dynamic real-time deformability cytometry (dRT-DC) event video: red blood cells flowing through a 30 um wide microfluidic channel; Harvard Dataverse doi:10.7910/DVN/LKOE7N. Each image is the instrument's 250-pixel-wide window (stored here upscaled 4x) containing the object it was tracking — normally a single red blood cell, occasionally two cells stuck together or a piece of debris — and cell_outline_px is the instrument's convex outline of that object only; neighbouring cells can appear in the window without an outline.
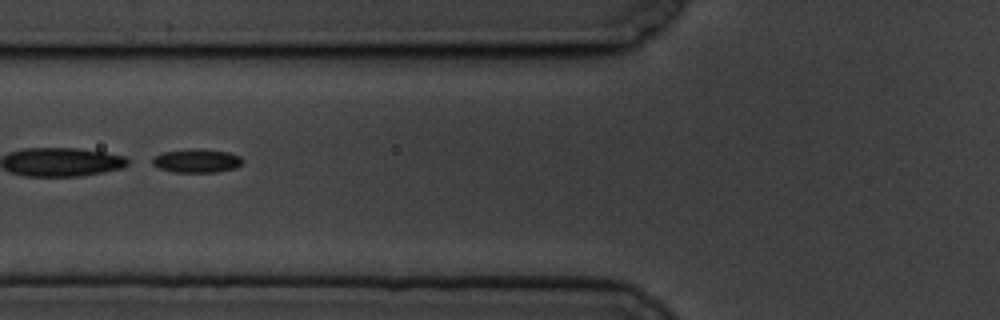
{"species": "common noctule bat (a hibernating species)", "species_latin": "Nyctalus noctula", "temperature_condition": "cold", "stored_images_in_passage": 9, "segment_of_instrument_passage": [2, 2], "camera_frame_rate_fps": 3000, "um_per_image_px": 0.085, "animal": {"sex": "male", "body_mass_g": 19.5, "forearm_length_mm": 54.6}, "frame": {"image": 1, "passage_image": 4, "time_ms": 3.667, "image_size_px": [1000, 320], "cell_outline_px": [[244, 160], [236, 168], [216, 172], [172, 172], [160, 168], [152, 164], [152, 156], [164, 152], [192, 148], [196, 148], [228, 152], [240, 156]], "centroid_in_image_um": [16.71, 13.66], "position_along_channel_um": 109.1, "area_um2": 12.48}}
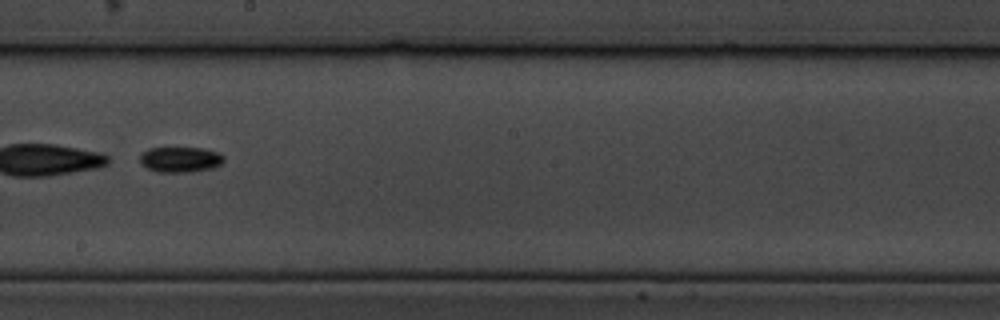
{"frame": {"image": 2, "passage_image": 7, "time_ms": 7.333, "image_size_px": [1000, 320], "cell_outline_px": [[224, 160], [220, 164], [212, 168], [192, 172], [156, 172], [140, 164], [140, 156], [148, 148], [204, 148], [220, 152], [224, 156]], "centroid_in_image_um": [15.34, 13.56], "position_along_channel_um": 232.9, "area_um2": 12.54}}